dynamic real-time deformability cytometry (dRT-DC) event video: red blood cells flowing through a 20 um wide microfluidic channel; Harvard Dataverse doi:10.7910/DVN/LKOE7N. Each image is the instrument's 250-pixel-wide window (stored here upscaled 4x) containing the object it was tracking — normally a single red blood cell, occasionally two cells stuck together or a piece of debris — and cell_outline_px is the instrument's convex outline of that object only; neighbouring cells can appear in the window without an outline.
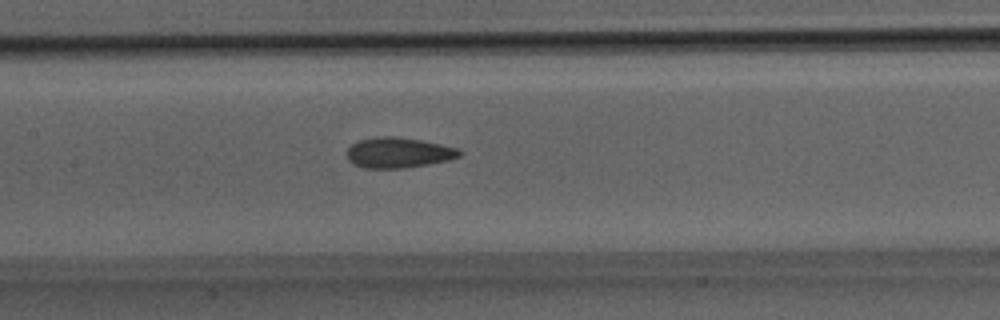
{"species": "Egyptian fruit bat (a non-hibernating species)", "species_latin": "Rousettus aegyptiacus", "temperature_condition": "room temperature", "stored_images_in_passage": 33, "camera_frame_rate_fps": 3000, "um_per_image_px": 0.085, "animal": {"sex": "male"}, "frame": {"image": 1, "passage_image": 16, "time_ms": 5.0, "image_size_px": [1000, 320], "cell_outline_px": [[464, 152], [460, 156], [448, 160], [428, 164], [404, 168], [364, 168], [352, 164], [348, 160], [348, 148], [352, 144], [360, 140], [376, 136], [396, 136], [420, 140], [460, 148]], "centroid_in_image_um": [33.88, 12.97], "position_along_channel_um": 173.5, "area_um2": 20.06}}
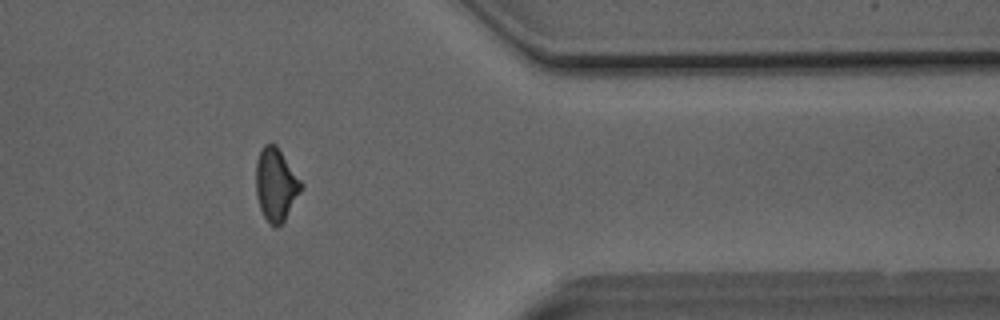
{"frame": {"image": 2, "passage_image": 27, "time_ms": 8.667, "image_size_px": [1000, 320], "cell_outline_px": [[304, 184], [300, 192], [284, 220], [276, 228], [264, 216], [260, 208], [256, 196], [256, 160], [264, 144], [276, 144]], "centroid_in_image_um": [23.45, 15.66], "position_along_channel_um": 388.0, "area_um2": 18.96}}
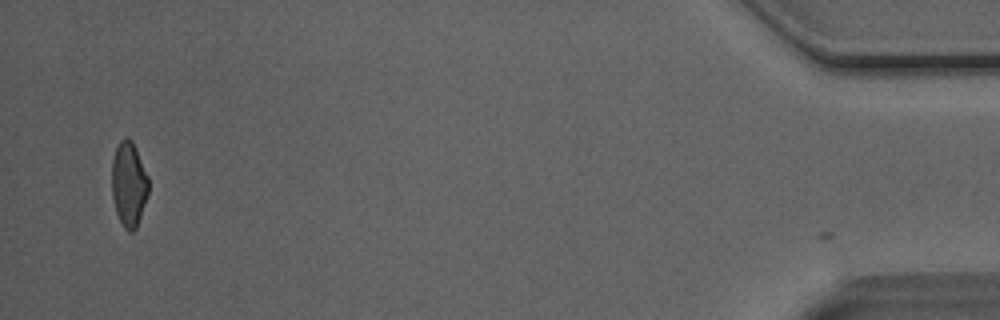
{"frame": {"image": 3, "passage_image": 32, "time_ms": 10.333, "image_size_px": [1000, 320], "cell_outline_px": [[148, 192], [136, 228], [132, 232], [128, 232], [124, 228], [116, 212], [112, 196], [112, 160], [116, 148], [120, 140], [124, 136], [128, 136], [132, 140], [136, 148], [148, 176]], "centroid_in_image_um": [10.94, 15.62], "position_along_channel_um": 424.3, "area_um2": 18.09}}